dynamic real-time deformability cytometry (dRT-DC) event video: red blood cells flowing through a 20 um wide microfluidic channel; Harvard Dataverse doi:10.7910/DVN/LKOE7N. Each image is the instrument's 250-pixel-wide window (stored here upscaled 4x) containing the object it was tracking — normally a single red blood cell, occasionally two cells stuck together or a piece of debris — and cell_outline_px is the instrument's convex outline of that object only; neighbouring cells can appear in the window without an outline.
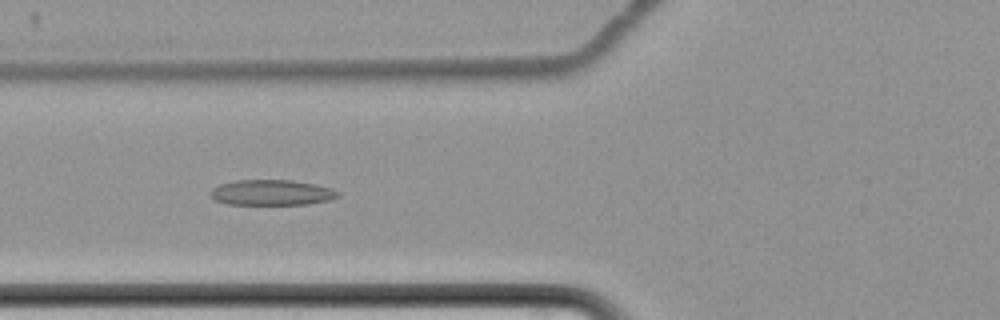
{"species": "common noctule bat (a hibernating species)", "species_latin": "Nyctalus noctula", "temperature_condition": "cold", "stored_images_in_passage": 12, "camera_frame_rate_fps": 3000, "um_per_image_px": 0.085, "animal": {"sex": "female", "body_mass_g": 22.7, "forearm_length_mm": 54.2}, "frame": {"image": 1, "passage_image": 7, "time_ms": 8.0, "image_size_px": [1000, 320], "cell_outline_px": [[340, 196], [332, 200], [308, 204], [228, 204], [216, 200], [208, 192], [212, 188], [220, 184], [236, 180], [292, 180], [316, 184], [340, 192]], "centroid_in_image_um": [23.11, 16.36], "position_along_channel_um": 102.7, "area_um2": 18.96}}
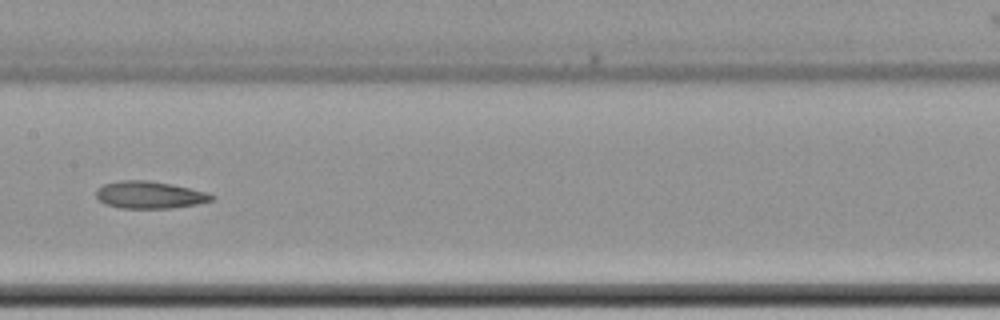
{"frame": {"image": 2, "passage_image": 9, "time_ms": 10.667, "image_size_px": [1000, 320], "cell_outline_px": [[216, 200], [196, 204], [168, 208], [120, 208], [104, 204], [96, 196], [96, 188], [104, 184], [120, 180], [148, 180], [172, 184], [208, 192], [216, 196]], "centroid_in_image_um": [12.73, 16.56], "position_along_channel_um": 194.7, "area_um2": 18.5}}
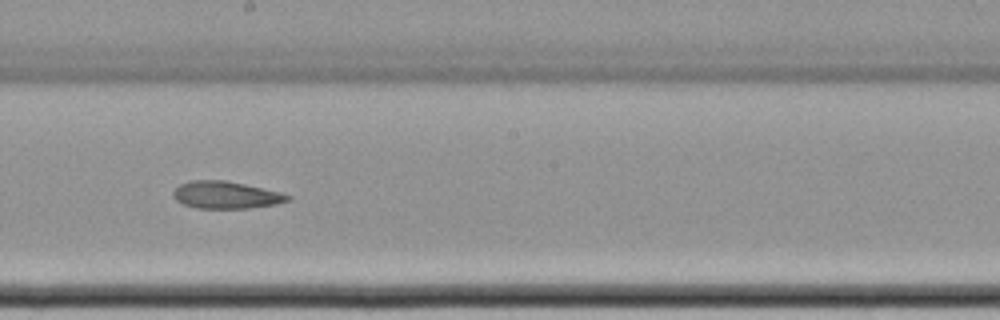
{"frame": {"image": 3, "passage_image": 10, "time_ms": 11.667, "image_size_px": [1000, 320], "cell_outline_px": [[292, 196], [288, 200], [276, 204], [248, 208], [196, 208], [184, 204], [176, 200], [172, 196], [172, 192], [180, 184], [188, 180], [224, 180], [244, 184], [280, 192]], "centroid_in_image_um": [19.16, 16.57], "position_along_channel_um": 229.0, "area_um2": 18.09}}